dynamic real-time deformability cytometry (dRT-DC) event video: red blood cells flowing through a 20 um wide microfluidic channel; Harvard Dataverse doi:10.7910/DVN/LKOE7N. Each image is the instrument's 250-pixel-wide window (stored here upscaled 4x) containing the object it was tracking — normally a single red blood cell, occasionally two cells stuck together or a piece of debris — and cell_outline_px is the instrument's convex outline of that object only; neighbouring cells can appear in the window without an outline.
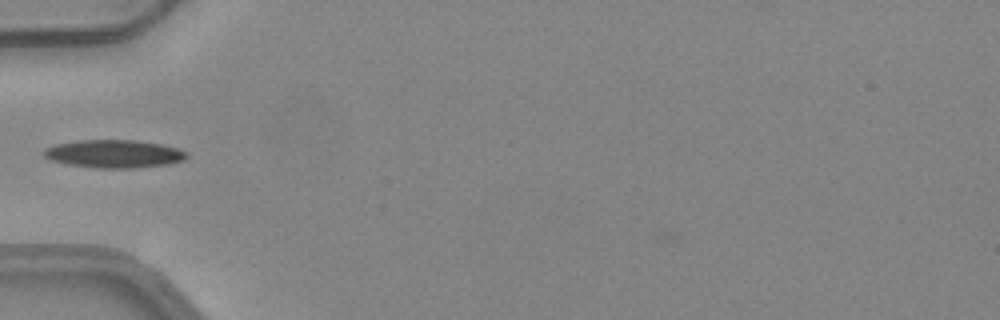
{"species": "common noctule bat (a hibernating species)", "species_latin": "Nyctalus noctula", "temperature_condition": "warm", "stored_images_in_passage": 7, "camera_frame_rate_fps": 3000, "um_per_image_px": 0.085, "animal": {"sex": "female", "body_mass_g": 24.6, "forearm_length_mm": 56.2}, "frame": {"image": 1, "passage_image": 6, "time_ms": 1.667, "image_size_px": [1000, 320], "cell_outline_px": [[188, 156], [184, 160], [168, 164], [132, 168], [96, 168], [68, 164], [52, 160], [44, 156], [44, 148], [56, 144], [80, 140], [136, 140], [160, 144], [176, 148], [184, 152]], "centroid_in_image_um": [9.67, 13.07], "position_along_channel_um": 75.3, "area_um2": 23.06}}